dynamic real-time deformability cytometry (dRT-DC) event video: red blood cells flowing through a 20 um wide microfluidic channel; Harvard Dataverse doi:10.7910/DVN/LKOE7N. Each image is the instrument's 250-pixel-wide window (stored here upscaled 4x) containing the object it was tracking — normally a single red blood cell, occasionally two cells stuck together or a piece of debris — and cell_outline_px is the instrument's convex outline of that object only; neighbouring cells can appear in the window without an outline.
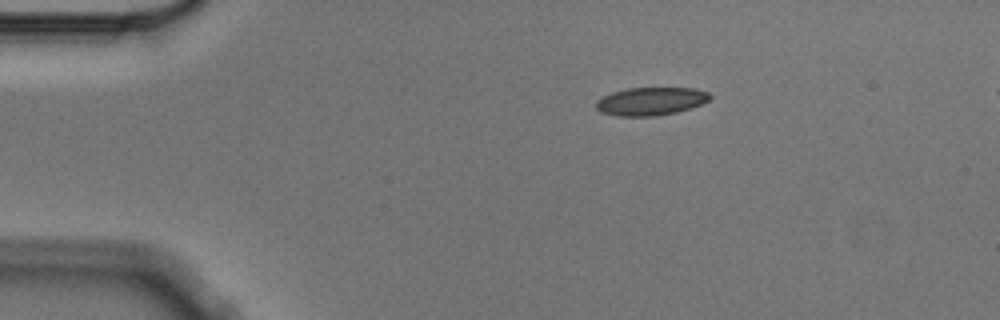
{"species": "Egyptian fruit bat (a non-hibernating species)", "species_latin": "Rousettus aegyptiacus", "temperature_condition": "cold", "stored_images_in_passage": 5, "camera_frame_rate_fps": 3000, "um_per_image_px": 0.085, "animal": {"sex": "male"}, "frame": {"image": 1, "passage_image": 1, "time_ms": 0.0, "image_size_px": [1000, 320], "cell_outline_px": [[712, 96], [708, 100], [700, 104], [676, 112], [656, 116], [616, 116], [600, 112], [596, 108], [596, 100], [612, 92], [628, 88], [696, 88], [708, 92]], "centroid_in_image_um": [55.29, 8.61], "position_along_channel_um": 29.7, "area_um2": 18.55}}
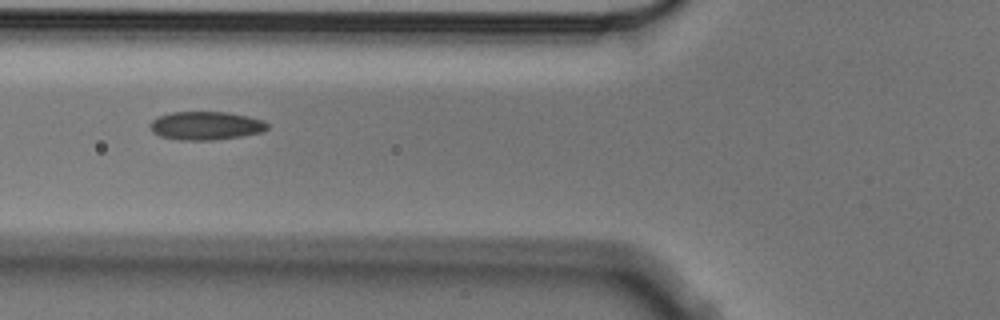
{"frame": {"image": 2, "passage_image": 4, "time_ms": 1.0, "image_size_px": [1000, 320], "cell_outline_px": [[268, 128], [264, 132], [240, 136], [212, 140], [180, 140], [160, 136], [152, 132], [148, 124], [152, 120], [160, 116], [172, 112], [228, 112], [248, 116], [264, 120], [268, 124]], "centroid_in_image_um": [17.5, 10.68], "position_along_channel_um": 108.3, "area_um2": 19.48}}
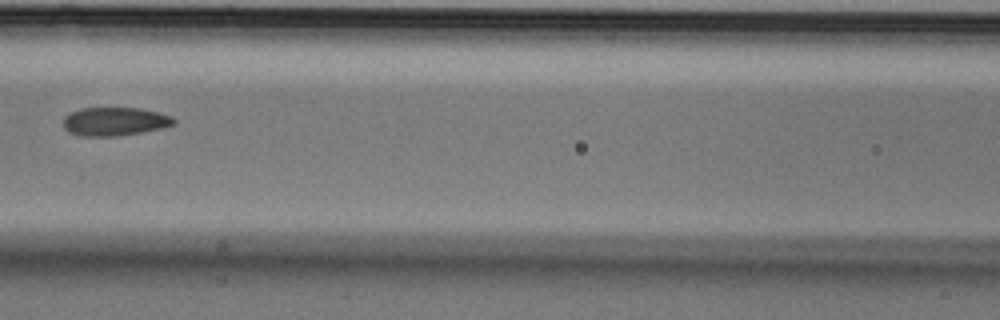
{"frame": {"image": 3, "passage_image": 5, "time_ms": 1.333, "image_size_px": [1000, 320], "cell_outline_px": [[176, 124], [164, 128], [120, 136], [80, 136], [68, 132], [64, 128], [64, 116], [68, 112], [80, 108], [140, 108], [160, 112], [172, 116], [176, 120]], "centroid_in_image_um": [9.77, 10.32], "position_along_channel_um": 156.8, "area_um2": 18.73}}